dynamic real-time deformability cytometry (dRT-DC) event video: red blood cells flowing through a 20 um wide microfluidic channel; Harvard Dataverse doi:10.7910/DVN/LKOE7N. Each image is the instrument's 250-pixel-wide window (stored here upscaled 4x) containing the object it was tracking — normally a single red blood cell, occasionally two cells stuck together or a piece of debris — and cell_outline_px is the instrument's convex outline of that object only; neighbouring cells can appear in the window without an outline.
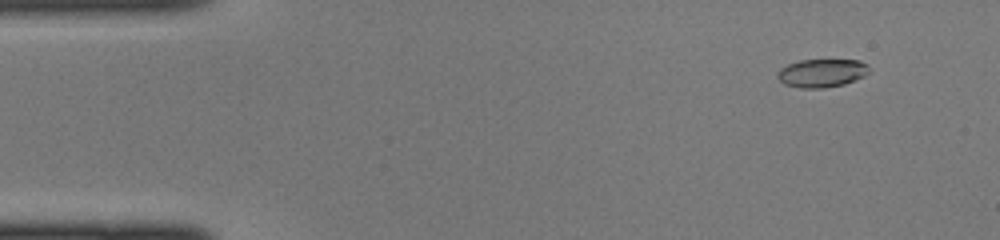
{"species": "common noctule bat (a hibernating species)", "species_latin": "Nyctalus noctula", "temperature_condition": "cold", "stored_images_in_passage": 10, "camera_frame_rate_fps": 3000, "um_per_image_px": 0.085, "animal": {"sex": "female", "body_mass_g": 22.0, "forearm_length_mm": 56.7}, "frame": {"image": 1, "passage_image": 4, "time_ms": 1.0, "image_size_px": [1000, 240], "cell_outline_px": [[868, 72], [864, 76], [844, 84], [824, 88], [800, 88], [784, 84], [776, 76], [780, 68], [788, 64], [800, 60], [860, 60], [868, 64]], "centroid_in_image_um": [69.84, 6.21], "position_along_channel_um": 15.2, "area_um2": 15.09}}